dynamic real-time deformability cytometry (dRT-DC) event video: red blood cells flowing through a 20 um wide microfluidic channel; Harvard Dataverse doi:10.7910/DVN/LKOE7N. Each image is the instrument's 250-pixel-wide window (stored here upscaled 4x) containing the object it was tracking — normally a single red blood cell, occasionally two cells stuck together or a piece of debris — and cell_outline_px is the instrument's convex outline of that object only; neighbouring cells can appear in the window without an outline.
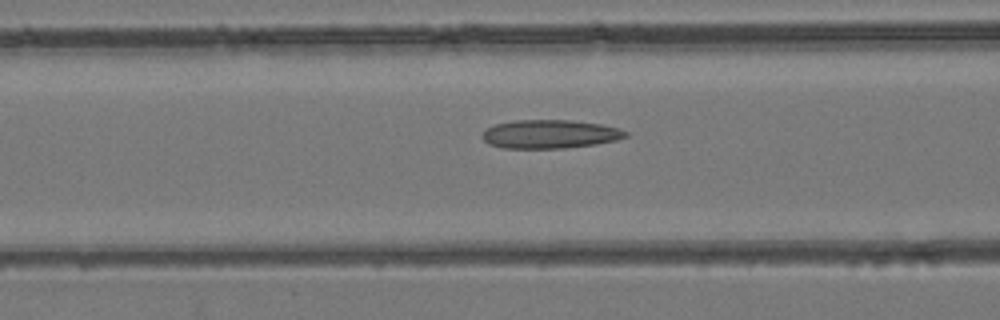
{"species": "common noctule bat (a hibernating species)", "species_latin": "Nyctalus noctula", "temperature_condition": "room temperature", "stored_images_in_passage": 43, "camera_frame_rate_fps": 3000, "um_per_image_px": 0.085, "animal": {"sex": "female", "body_mass_g": 24.6, "forearm_length_mm": 56.2}, "frame": {"image": 1, "passage_image": 13, "time_ms": 4.0, "image_size_px": [1000, 320], "cell_outline_px": [[628, 136], [616, 140], [596, 144], [564, 148], [504, 148], [488, 144], [480, 136], [484, 128], [496, 124], [516, 120], [568, 120], [600, 124], [616, 128], [628, 132]], "centroid_in_image_um": [46.69, 11.4], "position_along_channel_um": 119.9, "area_um2": 23.87}}
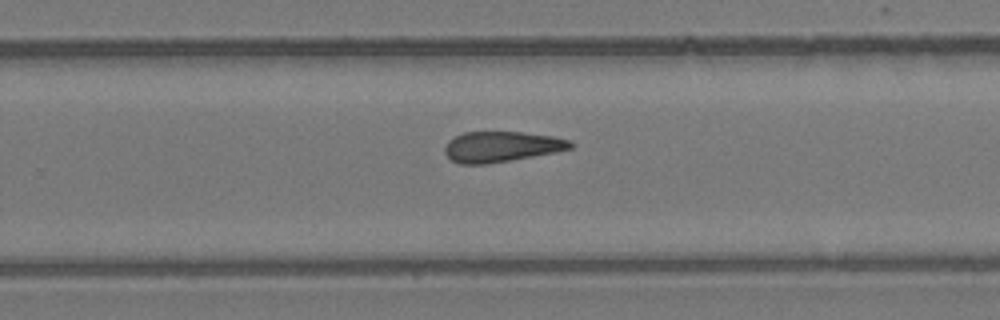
{"frame": {"image": 2, "passage_image": 25, "time_ms": 8.0, "image_size_px": [1000, 320], "cell_outline_px": [[576, 144], [572, 148], [556, 152], [488, 164], [460, 164], [452, 160], [444, 152], [444, 148], [448, 140], [464, 132], [524, 132], [552, 136], [568, 140]], "centroid_in_image_um": [42.63, 12.47], "position_along_channel_um": 287.2, "area_um2": 22.37}}
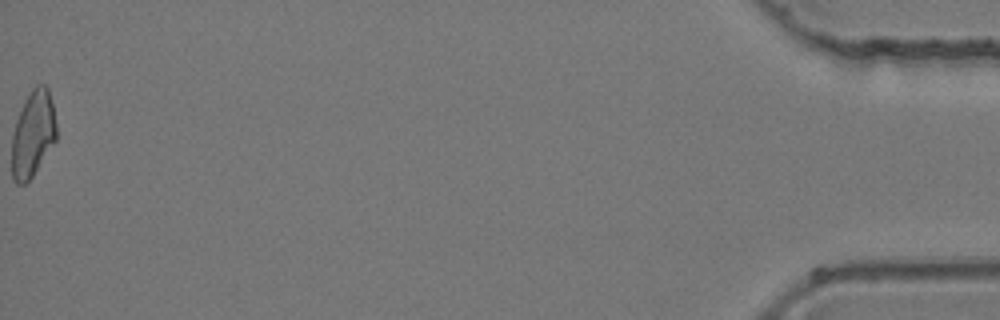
{"frame": {"image": 3, "passage_image": 43, "time_ms": 14.0, "image_size_px": [1000, 320], "cell_outline_px": [[56, 140], [32, 176], [24, 184], [16, 184], [12, 180], [12, 136], [16, 120], [24, 100], [32, 88], [36, 84], [44, 84], [48, 88], [52, 104], [56, 124]], "centroid_in_image_um": [2.78, 11.37], "position_along_channel_um": 432.4, "area_um2": 22.31}}